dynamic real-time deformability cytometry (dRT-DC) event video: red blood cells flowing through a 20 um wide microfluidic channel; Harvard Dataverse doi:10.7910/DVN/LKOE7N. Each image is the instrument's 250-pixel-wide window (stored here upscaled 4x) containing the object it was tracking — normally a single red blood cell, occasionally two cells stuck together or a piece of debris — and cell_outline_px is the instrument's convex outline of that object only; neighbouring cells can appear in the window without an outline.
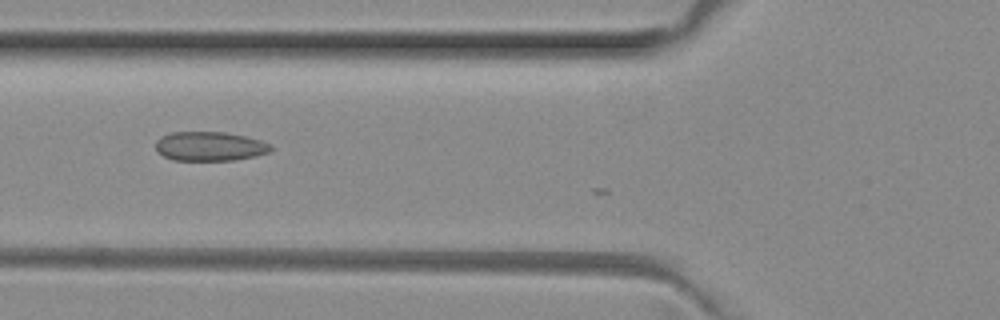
{"species": "common noctule bat (a hibernating species)", "species_latin": "Nyctalus noctula", "temperature_condition": "room temperature", "stored_images_in_passage": 5, "camera_frame_rate_fps": 3000, "um_per_image_px": 0.085, "animal": {"sex": "female", "body_mass_g": 29.2, "forearm_length_mm": 56.3}, "frame": {"image": 1, "passage_image": 5, "time_ms": 1.333, "image_size_px": [1000, 320], "cell_outline_px": [[272, 148], [268, 152], [252, 156], [232, 160], [172, 160], [156, 152], [156, 140], [160, 136], [172, 132], [224, 132], [244, 136], [260, 140], [272, 144]], "centroid_in_image_um": [17.78, 12.43], "position_along_channel_um": 108.0, "area_um2": 19.54}}